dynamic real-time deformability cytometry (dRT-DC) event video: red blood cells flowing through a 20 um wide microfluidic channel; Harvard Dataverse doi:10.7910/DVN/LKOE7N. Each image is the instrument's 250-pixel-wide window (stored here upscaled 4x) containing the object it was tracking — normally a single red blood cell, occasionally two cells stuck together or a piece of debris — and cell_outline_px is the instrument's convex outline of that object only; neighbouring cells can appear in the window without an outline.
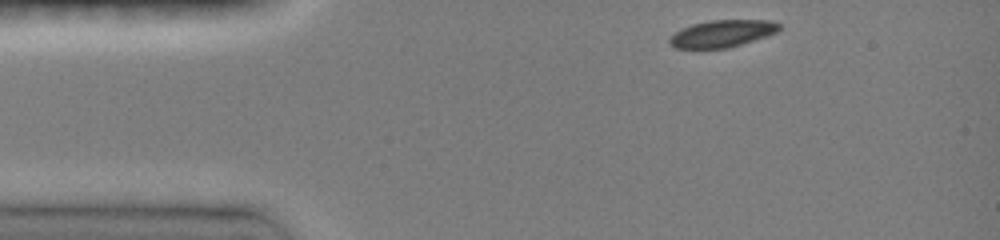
{"species": "common noctule bat (a hibernating species)", "species_latin": "Nyctalus noctula", "temperature_condition": "room temperature", "stored_images_in_passage": 13, "camera_frame_rate_fps": 3000, "um_per_image_px": 0.085, "animal": {"sex": "female", "body_mass_g": 19.0, "forearm_length_mm": 51.5}, "frame": {"image": 1, "passage_image": 1, "time_ms": 0.0, "image_size_px": [1000, 240], "cell_outline_px": [[780, 28], [776, 32], [768, 36], [728, 48], [676, 48], [668, 44], [668, 40], [676, 32], [692, 24], [712, 20], [772, 20], [780, 24]], "centroid_in_image_um": [61.41, 2.85], "position_along_channel_um": 23.6, "area_um2": 17.22}}